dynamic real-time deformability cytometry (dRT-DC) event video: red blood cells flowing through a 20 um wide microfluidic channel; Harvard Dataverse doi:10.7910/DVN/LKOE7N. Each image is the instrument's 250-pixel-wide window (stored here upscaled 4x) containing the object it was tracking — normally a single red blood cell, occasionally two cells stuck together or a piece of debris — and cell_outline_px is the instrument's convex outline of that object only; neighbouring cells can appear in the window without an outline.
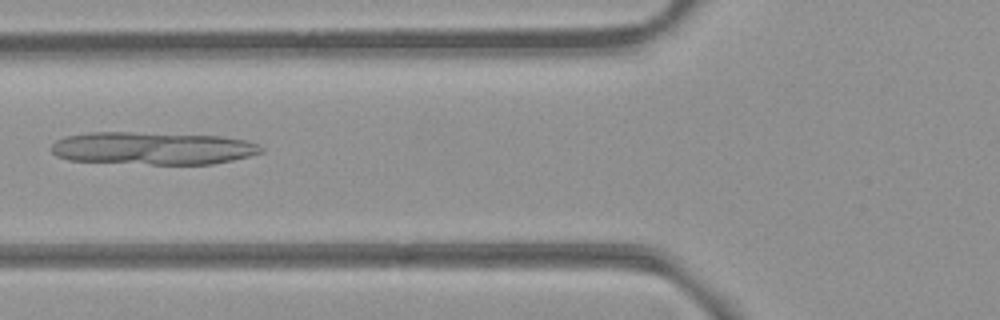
{"species": "common noctule bat (a hibernating species)", "species_latin": "Nyctalus noctula", "temperature_condition": "room temperature", "stored_images_in_passage": 38, "camera_frame_rate_fps": 3000, "um_per_image_px": 0.085, "animal": {"sex": "female", "body_mass_g": 21.9}, "frame": {"image": 1, "passage_image": 6, "time_ms": 1.667, "image_size_px": [1000, 320], "cell_outline_px": [[264, 152], [232, 160], [212, 164], [152, 164], [68, 160], [56, 156], [52, 152], [52, 144], [56, 140], [64, 136], [88, 132], [132, 132], [220, 136], [244, 140], [256, 144], [264, 148]], "centroid_in_image_um": [12.95, 12.6], "position_along_channel_um": 112.8, "area_um2": 39.88}}
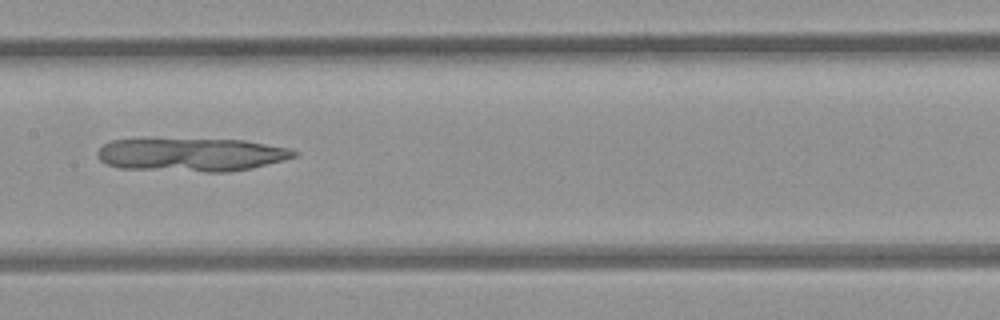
{"frame": {"image": 2, "passage_image": 12, "time_ms": 3.667, "image_size_px": [1000, 320], "cell_outline_px": [[300, 152], [296, 156], [284, 160], [252, 168], [228, 172], [204, 172], [120, 168], [108, 164], [100, 160], [96, 156], [96, 152], [104, 144], [112, 140], [244, 140], [288, 148]], "centroid_in_image_um": [16.3, 13.17], "position_along_channel_um": 191.1, "area_um2": 37.8}}
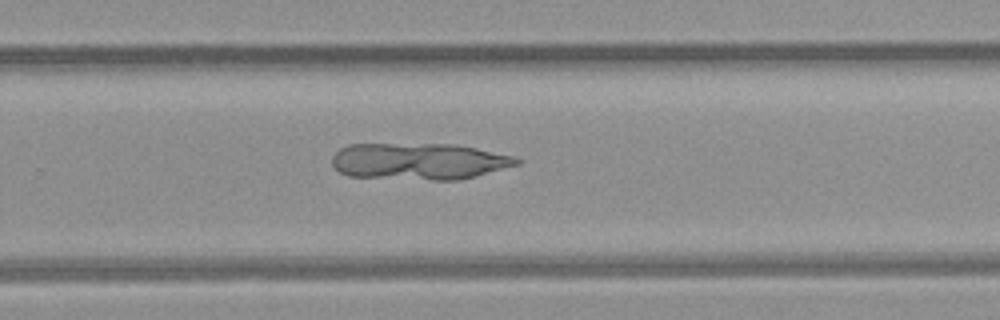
{"frame": {"image": 3, "passage_image": 20, "time_ms": 6.333, "image_size_px": [1000, 320], "cell_outline_px": [[524, 160], [520, 164], [460, 180], [432, 180], [348, 176], [340, 172], [332, 164], [332, 156], [340, 148], [348, 144], [456, 144], [476, 148], [512, 156]], "centroid_in_image_um": [35.62, 13.71], "position_along_channel_um": 294.2, "area_um2": 39.54}}